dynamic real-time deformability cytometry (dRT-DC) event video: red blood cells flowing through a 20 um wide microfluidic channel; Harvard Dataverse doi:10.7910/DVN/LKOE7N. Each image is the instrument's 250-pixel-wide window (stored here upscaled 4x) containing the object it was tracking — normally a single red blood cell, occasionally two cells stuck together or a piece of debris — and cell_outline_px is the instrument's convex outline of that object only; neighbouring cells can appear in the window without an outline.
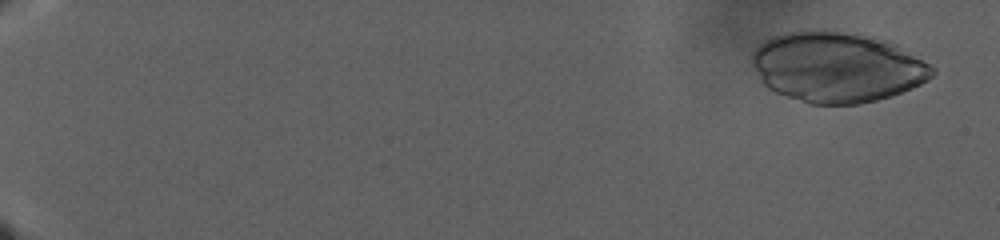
{"species": "human", "species_latin": "Homo sapiens", "temperature_condition": "warm", "stored_images_in_passage": 88, "camera_frame_rate_fps": 3000, "um_per_image_px": 0.085, "donor": {"sex": "male"}, "frame": {"image": 1, "passage_image": 8, "time_ms": 2.333, "image_size_px": [1000, 240], "cell_outline_px": [[936, 72], [928, 80], [912, 88], [876, 100], [860, 104], [808, 104], [776, 92], [768, 88], [760, 80], [752, 60], [752, 52], [764, 40], [784, 32], [800, 28], [824, 28], [876, 36], [888, 40], [896, 44], [936, 68]], "centroid_in_image_um": [71.14, 5.66], "position_along_channel_um": 13.9, "area_um2": 74.74}}